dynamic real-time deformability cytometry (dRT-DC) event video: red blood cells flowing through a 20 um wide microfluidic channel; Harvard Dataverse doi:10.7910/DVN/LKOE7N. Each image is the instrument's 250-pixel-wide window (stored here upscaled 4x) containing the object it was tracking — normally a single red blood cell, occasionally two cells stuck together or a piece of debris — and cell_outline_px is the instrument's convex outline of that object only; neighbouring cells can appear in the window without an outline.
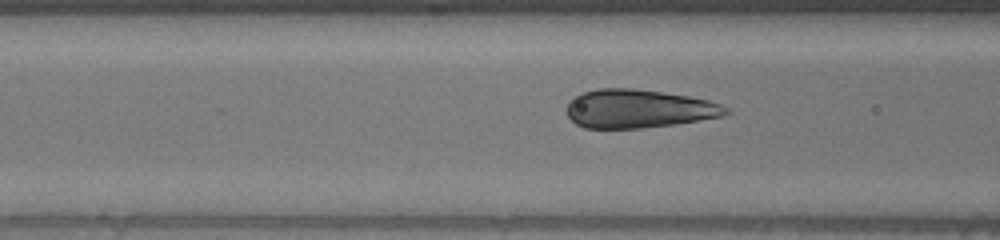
{"species": "human", "species_latin": "Homo sapiens", "temperature_condition": "warm", "stored_images_in_passage": 53, "camera_frame_rate_fps": 3000, "um_per_image_px": 0.085, "donor": {"sex": "male"}, "frame": {"image": 1, "passage_image": 18, "time_ms": 5.667, "image_size_px": [1000, 240], "cell_outline_px": [[732, 112], [720, 116], [676, 124], [640, 128], [584, 128], [576, 124], [568, 116], [568, 104], [576, 96], [584, 92], [596, 88], [632, 88], [688, 96], [708, 100], [720, 104], [728, 108]], "centroid_in_image_um": [54.28, 9.24], "position_along_channel_um": 112.3, "area_um2": 35.37}}
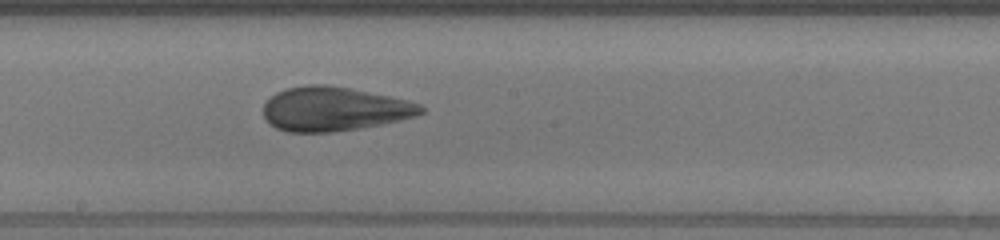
{"frame": {"image": 2, "passage_image": 27, "time_ms": 8.667, "image_size_px": [1000, 240], "cell_outline_px": [[424, 112], [416, 116], [400, 120], [380, 124], [332, 132], [288, 132], [276, 128], [264, 116], [264, 104], [276, 92], [288, 88], [308, 84], [324, 84], [348, 88], [408, 100], [420, 104], [424, 108]], "centroid_in_image_um": [28.4, 9.26], "position_along_channel_um": 219.8, "area_um2": 40.06}}
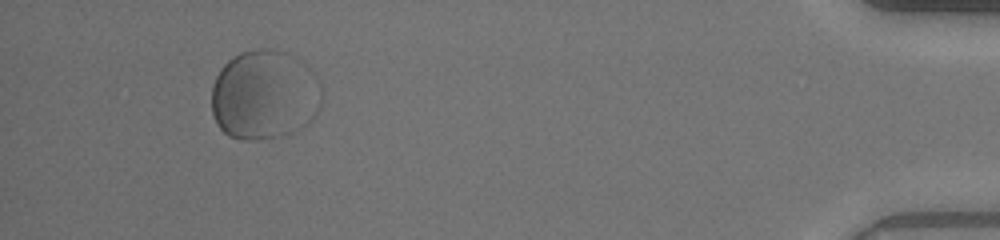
{"frame": {"image": 3, "passage_image": 49, "time_ms": 16.0, "image_size_px": [1000, 240], "cell_outline_px": [[324, 92], [320, 108], [312, 120], [308, 124], [292, 132], [280, 136], [256, 140], [248, 140], [228, 136], [216, 124], [212, 112], [212, 84], [220, 68], [232, 56], [240, 52], [256, 48], [272, 48], [284, 52], [316, 80], [320, 84]], "centroid_in_image_um": [22.42, 8.1], "position_along_channel_um": 412.8, "area_um2": 57.34}}